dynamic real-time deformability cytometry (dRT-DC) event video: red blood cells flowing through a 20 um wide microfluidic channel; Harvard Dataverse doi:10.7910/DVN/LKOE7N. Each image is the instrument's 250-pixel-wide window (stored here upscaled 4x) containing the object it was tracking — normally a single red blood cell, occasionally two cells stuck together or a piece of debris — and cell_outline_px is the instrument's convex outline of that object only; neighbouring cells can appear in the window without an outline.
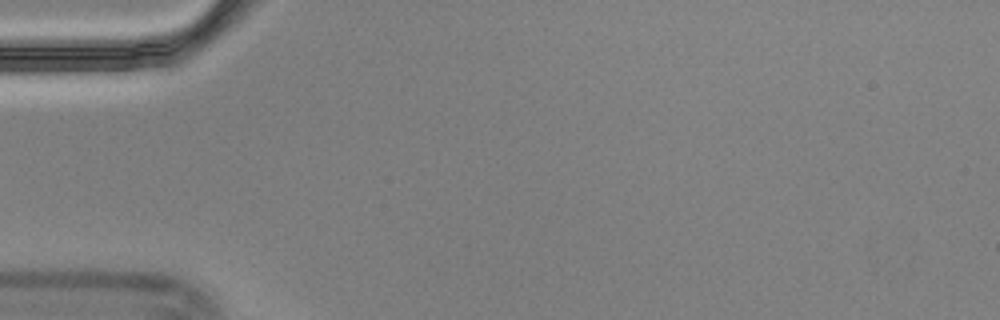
{"species": "Egyptian fruit bat (a non-hibernating species)", "species_latin": "Rousettus aegyptiacus", "temperature_condition": "cold", "stored_images_in_passage": 1, "camera_frame_rate_fps": 3000, "um_per_image_px": 0.085, "animal": {"sex": "male"}, "frame": {"image": 1, "passage_image": 1, "time_ms": 0.0, "image_size_px": [1000, 320], "cell_outline_px": [[288, 44], [260, 72], [224, 96], [212, 96], [208, 92], [208, 84], [256, 44], [272, 32], [276, 32]], "centroid_in_image_um": [21.04, 5.55], "position_along_channel_um": 64.0, "area_um2": 13.81}}